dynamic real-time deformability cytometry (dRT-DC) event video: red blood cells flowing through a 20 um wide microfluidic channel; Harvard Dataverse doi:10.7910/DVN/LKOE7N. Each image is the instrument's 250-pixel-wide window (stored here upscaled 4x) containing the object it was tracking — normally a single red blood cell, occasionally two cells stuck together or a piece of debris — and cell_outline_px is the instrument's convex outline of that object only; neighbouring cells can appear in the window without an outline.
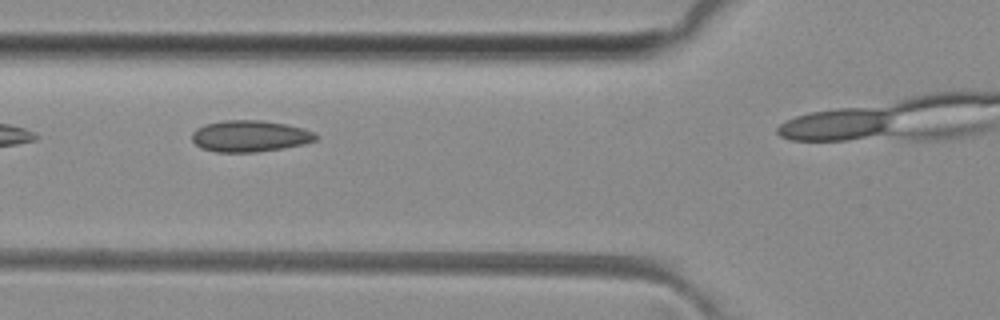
{"species": "common noctule bat (a hibernating species)", "species_latin": "Nyctalus noctula", "temperature_condition": "room temperature", "stored_images_in_passage": 6, "camera_frame_rate_fps": 3000, "um_per_image_px": 0.085, "animal": {"sex": "female", "body_mass_g": 29.2, "forearm_length_mm": 56.3}, "frame": {"image": 1, "passage_image": 3, "time_ms": 0.667, "image_size_px": [1000, 320], "cell_outline_px": [[320, 136], [316, 140], [304, 144], [256, 152], [216, 152], [204, 148], [196, 144], [192, 140], [192, 132], [196, 128], [204, 124], [224, 120], [260, 120], [284, 124], [304, 128], [316, 132]], "centroid_in_image_um": [21.26, 11.56], "position_along_channel_um": 104.5, "area_um2": 22.72}}